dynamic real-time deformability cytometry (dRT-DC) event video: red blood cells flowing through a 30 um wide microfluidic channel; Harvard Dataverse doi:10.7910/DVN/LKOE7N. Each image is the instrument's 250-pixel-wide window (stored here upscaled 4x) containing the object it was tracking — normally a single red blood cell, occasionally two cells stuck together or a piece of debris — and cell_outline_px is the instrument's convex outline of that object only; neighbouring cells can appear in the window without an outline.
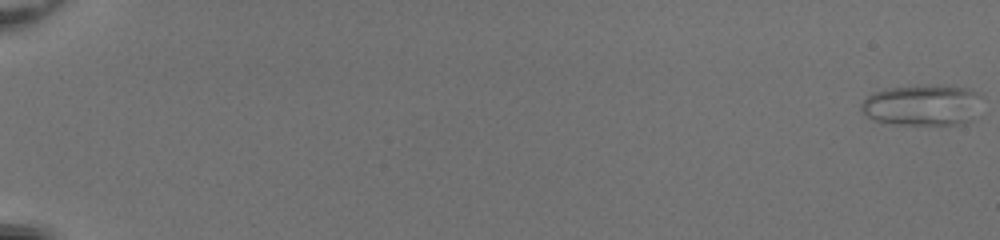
{"species": "common noctule bat (a hibernating species)", "species_latin": "Nyctalus noctula", "temperature_condition": "room temperature", "stored_images_in_passage": 53, "camera_frame_rate_fps": 3000, "um_per_image_px": 0.085, "animal": {"sex": "female", "body_mass_g": 20.0, "forearm_length_mm": 54.0}, "frame": {"image": 1, "passage_image": 1, "time_ms": 0.0, "image_size_px": [1000, 240], "cell_outline_px": [[984, 96], [972, 120], [964, 124], [892, 124], [872, 120], [860, 108], [860, 104], [872, 92], [884, 88], [936, 84], [972, 88], [980, 92]], "centroid_in_image_um": [78.45, 8.91], "position_along_channel_um": 6.5, "area_um2": 29.54}}
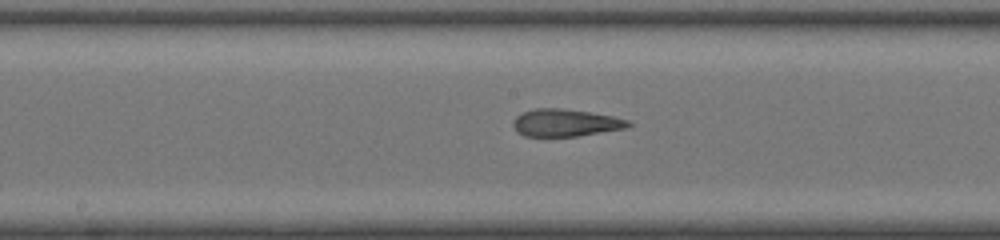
{"frame": {"image": 2, "passage_image": 31, "time_ms": 10.0, "image_size_px": [1000, 240], "cell_outline_px": [[632, 124], [624, 128], [576, 136], [524, 136], [516, 132], [512, 124], [512, 120], [516, 116], [524, 112], [536, 108], [560, 108], [588, 112], [612, 116], [628, 120]], "centroid_in_image_um": [48.0, 10.43], "position_along_channel_um": 200.2, "area_um2": 18.15}}
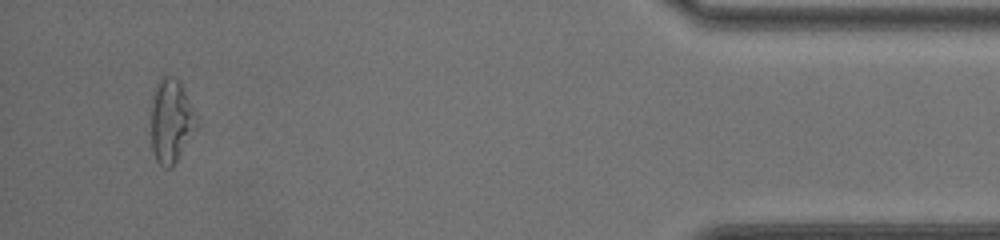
{"frame": {"image": 3, "passage_image": 51, "time_ms": 16.667, "image_size_px": [1000, 240], "cell_outline_px": [[200, 124], [172, 168], [164, 168], [156, 160], [152, 148], [148, 120], [148, 104], [152, 92], [160, 76], [168, 76], [180, 80]], "centroid_in_image_um": [14.48, 10.26], "position_along_channel_um": 420.7, "area_um2": 23.47}, "authors_computed_cell_mechanics": {"area_um2": 20.808, "velocity_mm_per_s": 4.1715, "shape_relaxation_time_tau1_ms": 9.1981, "shape_relaxation_time_tau2_ms": 2.6053, "deformation_change_tau1": 0.2708, "deformation_change_tau2": 0.1374}}